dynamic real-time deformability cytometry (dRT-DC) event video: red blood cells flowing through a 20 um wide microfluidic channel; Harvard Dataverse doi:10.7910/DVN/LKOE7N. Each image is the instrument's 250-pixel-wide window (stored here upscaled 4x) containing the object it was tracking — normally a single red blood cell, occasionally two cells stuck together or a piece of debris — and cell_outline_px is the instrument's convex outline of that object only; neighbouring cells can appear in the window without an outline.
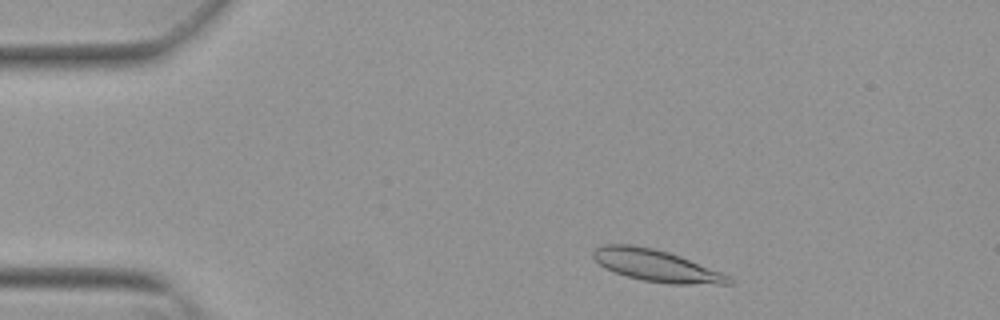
{"species": "Egyptian fruit bat (a non-hibernating species)", "species_latin": "Rousettus aegyptiacus", "temperature_condition": "warm", "stored_images_in_passage": 9, "camera_frame_rate_fps": 3000, "um_per_image_px": 0.085, "animal": {"sex": "female"}, "frame": {"image": 1, "passage_image": 4, "time_ms": 1.0, "image_size_px": [1000, 320], "cell_outline_px": [[732, 284], [668, 284], [644, 280], [612, 272], [604, 268], [592, 256], [592, 252], [596, 248], [604, 244], [632, 244], [652, 248], [668, 252], [680, 256], [720, 272], [728, 276], [732, 280]], "centroid_in_image_um": [55.73, 22.57], "position_along_channel_um": 29.3, "area_um2": 24.91}}